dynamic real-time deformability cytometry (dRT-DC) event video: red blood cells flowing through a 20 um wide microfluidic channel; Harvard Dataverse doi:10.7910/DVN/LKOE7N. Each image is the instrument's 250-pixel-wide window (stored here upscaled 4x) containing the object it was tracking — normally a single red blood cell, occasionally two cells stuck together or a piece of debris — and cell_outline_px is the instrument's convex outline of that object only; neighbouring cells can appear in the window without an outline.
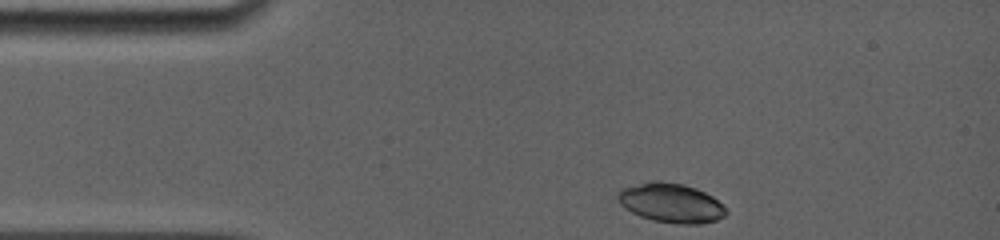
{"species": "common noctule bat (a hibernating species)", "species_latin": "Nyctalus noctula", "temperature_condition": "room temperature", "stored_images_in_passage": 74, "camera_frame_rate_fps": 5000, "um_per_image_px": 0.085, "animal": {"sex": "female", "body_mass_g": 19.0, "forearm_length_mm": 56.7}, "frame": {"image": 1, "passage_image": 1, "time_ms": 0.0, "image_size_px": [1000, 240], "cell_outline_px": [[728, 212], [724, 216], [716, 220], [700, 224], [680, 224], [652, 220], [640, 216], [624, 208], [616, 200], [616, 192], [620, 188], [652, 180], [656, 180], [684, 184], [696, 188], [712, 196]], "centroid_in_image_um": [56.97, 17.24], "position_along_channel_um": 28.0, "area_um2": 24.97}}
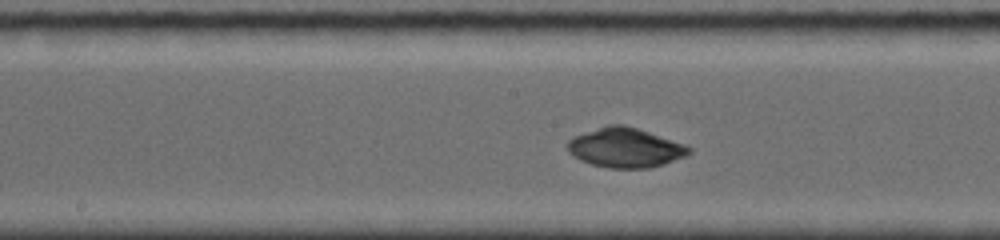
{"frame": {"image": 2, "passage_image": 43, "time_ms": 5.6, "image_size_px": [1000, 240], "cell_outline_px": [[692, 152], [684, 156], [664, 164], [648, 168], [608, 168], [592, 164], [580, 160], [568, 148], [568, 140], [576, 136], [608, 124], [624, 124], [684, 144], [692, 148]], "centroid_in_image_um": [53.18, 12.56], "position_along_channel_um": 195.0, "area_um2": 27.46}}
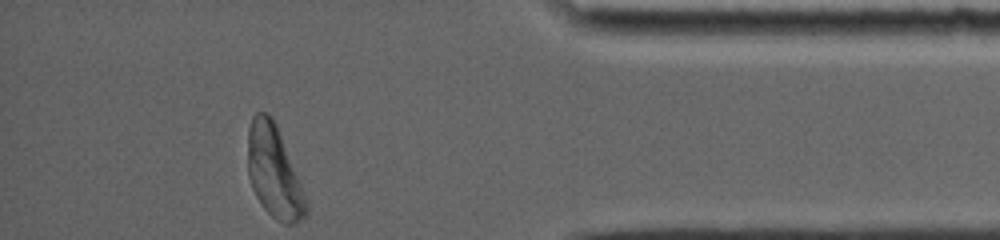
{"frame": {"image": 3, "passage_image": 74, "time_ms": 11.8, "image_size_px": [1000, 240], "cell_outline_px": [[308, 212], [296, 224], [284, 224], [272, 216], [264, 208], [256, 196], [252, 188], [248, 176], [248, 128], [252, 116], [256, 112], [268, 112], [272, 116], [276, 124], [308, 204]], "centroid_in_image_um": [23.27, 14.6], "position_along_channel_um": 411.9, "area_um2": 30.92}, "authors_computed_cell_mechanics": {"area_um2": 26.9348, "velocity_mm_per_s": 3.8469, "shape_relaxation_time_tau1_ms": 6.398, "shape_relaxation_time_tau2_ms": null, "deformation_change_tau1": 0.3034, "deformation_change_tau2": null}}